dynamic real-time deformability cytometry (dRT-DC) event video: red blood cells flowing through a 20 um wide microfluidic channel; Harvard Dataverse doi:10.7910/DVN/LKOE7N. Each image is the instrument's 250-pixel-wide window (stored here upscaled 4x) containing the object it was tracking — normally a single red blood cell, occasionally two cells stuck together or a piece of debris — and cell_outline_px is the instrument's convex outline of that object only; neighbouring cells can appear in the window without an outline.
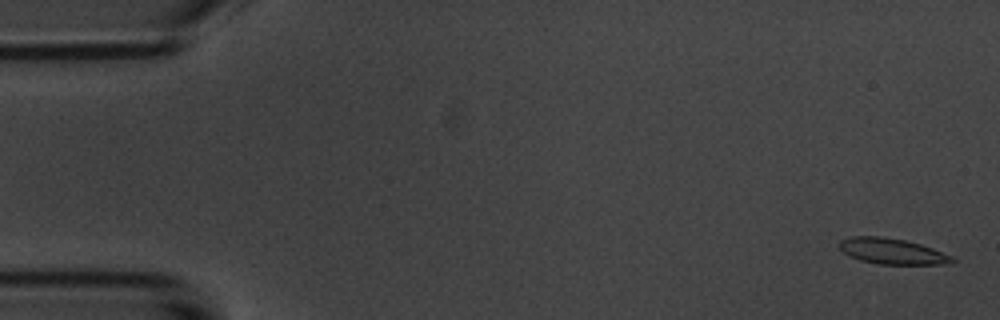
{"species": "common noctule bat (a hibernating species)", "species_latin": "Nyctalus noctula", "temperature_condition": "room temperature", "stored_images_in_passage": 4, "camera_frame_rate_fps": 3000, "um_per_image_px": 0.085, "animal": {"sex": "male", "body_mass_g": 20.1, "forearm_length_mm": 53.5}, "frame": {"image": 1, "passage_image": 1, "time_ms": 0.0, "image_size_px": [1000, 320], "cell_outline_px": [[956, 260], [952, 264], [880, 264], [860, 260], [844, 252], [840, 248], [840, 240], [852, 236], [880, 236], [904, 240], [920, 244], [932, 248], [952, 256]], "centroid_in_image_um": [75.86, 21.36], "position_along_channel_um": 9.1, "area_um2": 16.76}}